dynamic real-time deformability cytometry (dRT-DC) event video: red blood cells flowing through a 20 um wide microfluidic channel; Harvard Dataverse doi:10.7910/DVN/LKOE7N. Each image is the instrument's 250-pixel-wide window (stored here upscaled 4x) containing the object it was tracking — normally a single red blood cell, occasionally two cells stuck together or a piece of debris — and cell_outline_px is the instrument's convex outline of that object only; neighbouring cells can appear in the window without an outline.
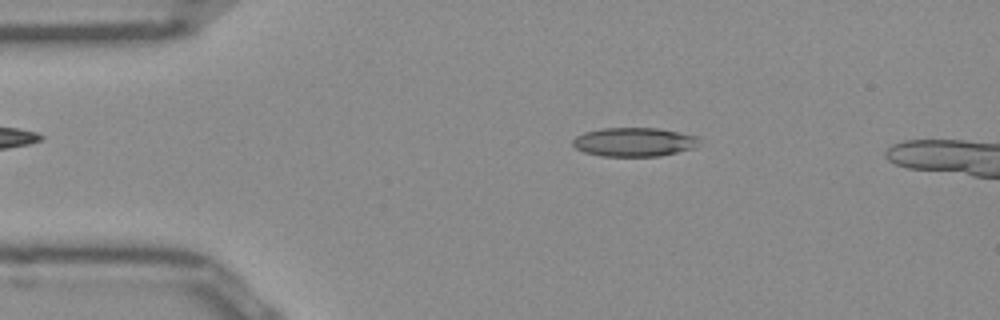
{"species": "Egyptian fruit bat (a non-hibernating species)", "species_latin": "Rousettus aegyptiacus", "temperature_condition": "room temperature", "stored_images_in_passage": 40, "camera_frame_rate_fps": 3000, "um_per_image_px": 0.085, "frame": {"image": 1, "passage_image": 2, "time_ms": 0.333, "image_size_px": [1000, 320], "cell_outline_px": [[700, 140], [696, 148], [660, 156], [600, 156], [584, 152], [576, 148], [572, 144], [572, 140], [576, 136], [584, 132], [600, 128], [656, 128], [696, 136]], "centroid_in_image_um": [53.87, 12.07], "position_along_channel_um": 31.1, "area_um2": 21.33}}
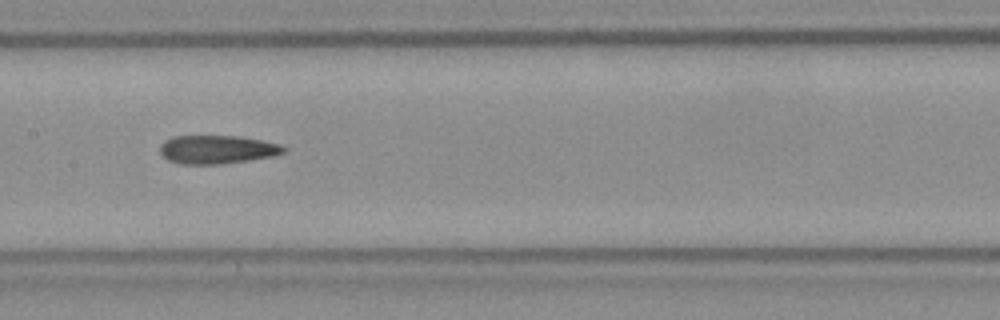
{"frame": {"image": 2, "passage_image": 17, "time_ms": 5.333, "image_size_px": [1000, 320], "cell_outline_px": [[288, 148], [284, 152], [272, 156], [248, 160], [220, 164], [180, 164], [168, 160], [160, 152], [160, 144], [164, 140], [172, 136], [240, 136], [264, 140], [280, 144]], "centroid_in_image_um": [18.45, 12.7], "position_along_channel_um": 188.9, "area_um2": 20.63}}
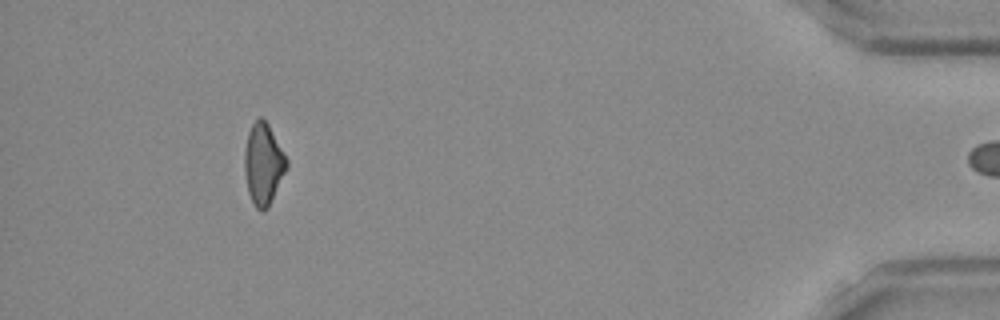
{"frame": {"image": 3, "passage_image": 39, "time_ms": 12.667, "image_size_px": [1000, 320], "cell_outline_px": [[288, 168], [268, 208], [256, 208], [248, 192], [244, 172], [244, 152], [248, 132], [252, 124], [260, 116], [268, 124], [288, 160]], "centroid_in_image_um": [22.39, 13.93], "position_along_channel_um": 412.8, "area_um2": 19.83}, "authors_computed_cell_mechanics": {"area_um2": 20.8947, "velocity_mm_per_s": 3.9766, "shape_relaxation_time_tau1_ms": null, "shape_relaxation_time_tau2_ms": 9.1296, "deformation_change_tau1": null, "deformation_change_tau2": 0.2255}}